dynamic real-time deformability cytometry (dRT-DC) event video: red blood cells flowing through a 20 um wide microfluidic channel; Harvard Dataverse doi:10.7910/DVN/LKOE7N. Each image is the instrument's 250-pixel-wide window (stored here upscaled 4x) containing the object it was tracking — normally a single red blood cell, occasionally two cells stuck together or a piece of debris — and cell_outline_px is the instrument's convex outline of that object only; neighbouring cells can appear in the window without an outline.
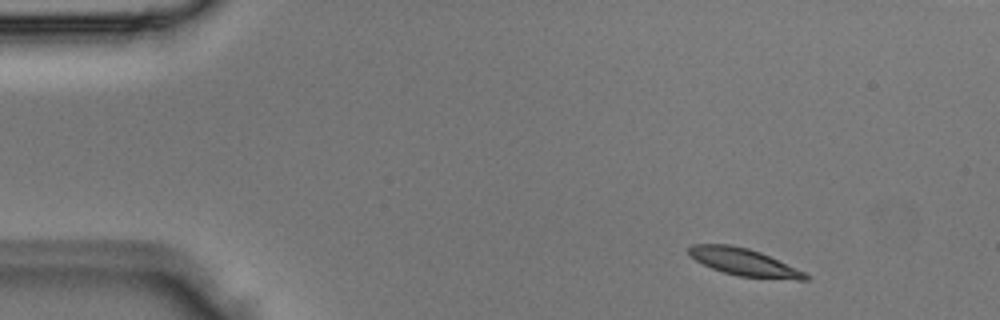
{"species": "Egyptian fruit bat (a non-hibernating species)", "species_latin": "Rousettus aegyptiacus", "temperature_condition": "room temperature", "stored_images_in_passage": 3, "camera_frame_rate_fps": 3000, "um_per_image_px": 0.085, "animal": {"sex": "male"}, "frame": {"image": 1, "passage_image": 1, "time_ms": 0.0, "image_size_px": [1000, 320], "cell_outline_px": [[812, 276], [808, 280], [796, 280], [740, 276], [724, 272], [712, 268], [688, 256], [688, 248], [692, 244], [728, 244], [748, 248], [760, 252], [804, 272]], "centroid_in_image_um": [63.23, 22.28], "position_along_channel_um": 21.8, "area_um2": 18.38}}